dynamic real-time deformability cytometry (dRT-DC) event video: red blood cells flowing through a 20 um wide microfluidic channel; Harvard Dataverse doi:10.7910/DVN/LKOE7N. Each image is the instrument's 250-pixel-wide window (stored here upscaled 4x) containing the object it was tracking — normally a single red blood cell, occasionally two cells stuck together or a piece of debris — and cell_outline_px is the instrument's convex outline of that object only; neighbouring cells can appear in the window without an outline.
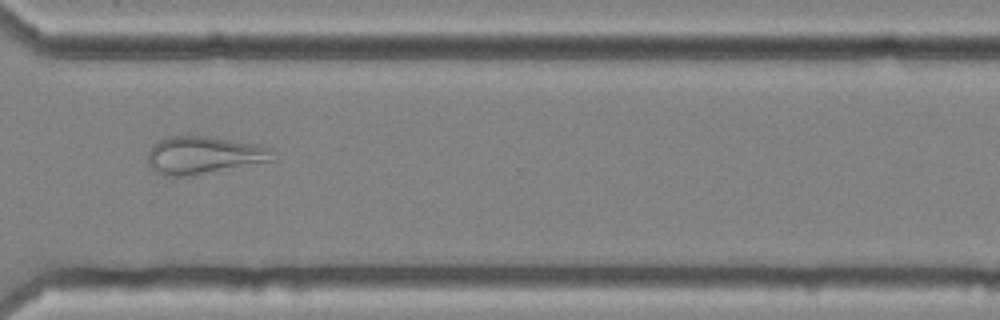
{"species": "common noctule bat (a hibernating species)", "species_latin": "Nyctalus noctula", "temperature_condition": "cold", "stored_images_in_passage": 56, "camera_frame_rate_fps": 3000, "um_per_image_px": 0.085, "animal": {"sex": "female", "body_mass_g": 25.1}, "frame": {"image": 1, "passage_image": 42, "time_ms": 13.667, "image_size_px": [1000, 320], "cell_outline_px": [[276, 160], [188, 176], [164, 176], [156, 172], [148, 164], [148, 152], [152, 144], [160, 140], [172, 136], [208, 136], [260, 144], [272, 148]], "centroid_in_image_um": [17.35, 13.18], "position_along_channel_um": 353.3, "area_um2": 27.57}}
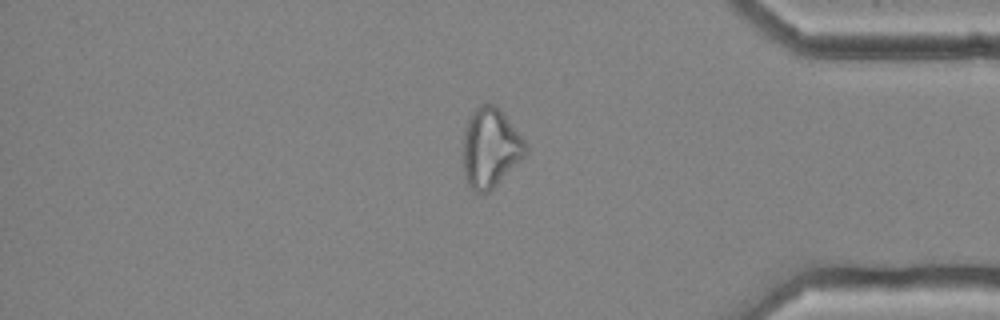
{"frame": {"image": 2, "passage_image": 47, "time_ms": 15.333, "image_size_px": [1000, 320], "cell_outline_px": [[528, 152], [488, 192], [476, 192], [464, 180], [464, 136], [468, 120], [472, 112], [480, 104], [492, 104], [504, 116], [528, 144]], "centroid_in_image_um": [41.67, 12.58], "position_along_channel_um": 393.5, "area_um2": 28.09}}